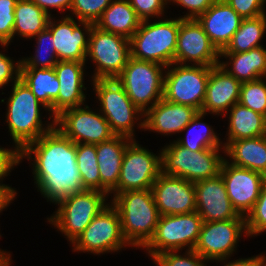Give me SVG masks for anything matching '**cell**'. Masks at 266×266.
<instances>
[{"instance_id":"1","label":"cell","mask_w":266,"mask_h":266,"mask_svg":"<svg viewBox=\"0 0 266 266\" xmlns=\"http://www.w3.org/2000/svg\"><path fill=\"white\" fill-rule=\"evenodd\" d=\"M23 159L30 161L33 183L50 204L86 190L77 169L76 144L56 127L28 144L21 163Z\"/></svg>"},{"instance_id":"2","label":"cell","mask_w":266,"mask_h":266,"mask_svg":"<svg viewBox=\"0 0 266 266\" xmlns=\"http://www.w3.org/2000/svg\"><path fill=\"white\" fill-rule=\"evenodd\" d=\"M10 86L12 89L9 97L7 100L1 99L0 103H6L7 106L5 123L8 126L10 140L14 143L12 146L21 152L28 144L52 130L55 127V118L21 79ZM42 109L43 112L46 111L45 117L48 121L43 120Z\"/></svg>"},{"instance_id":"3","label":"cell","mask_w":266,"mask_h":266,"mask_svg":"<svg viewBox=\"0 0 266 266\" xmlns=\"http://www.w3.org/2000/svg\"><path fill=\"white\" fill-rule=\"evenodd\" d=\"M110 203L119 213L126 241L136 250L142 249L154 236L161 216L151 189L116 194Z\"/></svg>"},{"instance_id":"4","label":"cell","mask_w":266,"mask_h":266,"mask_svg":"<svg viewBox=\"0 0 266 266\" xmlns=\"http://www.w3.org/2000/svg\"><path fill=\"white\" fill-rule=\"evenodd\" d=\"M100 113L108 121L115 135L136 139V131L144 130V113L130 100L123 86L116 79L90 80ZM98 100V101H97Z\"/></svg>"},{"instance_id":"5","label":"cell","mask_w":266,"mask_h":266,"mask_svg":"<svg viewBox=\"0 0 266 266\" xmlns=\"http://www.w3.org/2000/svg\"><path fill=\"white\" fill-rule=\"evenodd\" d=\"M161 172L183 178L192 183L206 180L220 173L225 159V148L192 151L175 140L161 149Z\"/></svg>"},{"instance_id":"6","label":"cell","mask_w":266,"mask_h":266,"mask_svg":"<svg viewBox=\"0 0 266 266\" xmlns=\"http://www.w3.org/2000/svg\"><path fill=\"white\" fill-rule=\"evenodd\" d=\"M142 21L130 38L131 57L168 67L174 63L179 17Z\"/></svg>"},{"instance_id":"7","label":"cell","mask_w":266,"mask_h":266,"mask_svg":"<svg viewBox=\"0 0 266 266\" xmlns=\"http://www.w3.org/2000/svg\"><path fill=\"white\" fill-rule=\"evenodd\" d=\"M108 199L109 195L102 191L86 189L58 202L56 211L46 218L47 222L67 238L70 245L93 218L110 204Z\"/></svg>"},{"instance_id":"8","label":"cell","mask_w":266,"mask_h":266,"mask_svg":"<svg viewBox=\"0 0 266 266\" xmlns=\"http://www.w3.org/2000/svg\"><path fill=\"white\" fill-rule=\"evenodd\" d=\"M164 65L129 58L116 80L132 103L144 114L163 98Z\"/></svg>"},{"instance_id":"9","label":"cell","mask_w":266,"mask_h":266,"mask_svg":"<svg viewBox=\"0 0 266 266\" xmlns=\"http://www.w3.org/2000/svg\"><path fill=\"white\" fill-rule=\"evenodd\" d=\"M202 224L196 211L160 216L154 236L141 250L150 259L165 251L194 250Z\"/></svg>"},{"instance_id":"10","label":"cell","mask_w":266,"mask_h":266,"mask_svg":"<svg viewBox=\"0 0 266 266\" xmlns=\"http://www.w3.org/2000/svg\"><path fill=\"white\" fill-rule=\"evenodd\" d=\"M71 245L73 252L95 256L132 248L123 236L119 213L111 203L93 218Z\"/></svg>"},{"instance_id":"11","label":"cell","mask_w":266,"mask_h":266,"mask_svg":"<svg viewBox=\"0 0 266 266\" xmlns=\"http://www.w3.org/2000/svg\"><path fill=\"white\" fill-rule=\"evenodd\" d=\"M131 57L130 39L106 32L93 25L88 43L86 62L93 61L91 80L116 79ZM95 64V65H94Z\"/></svg>"},{"instance_id":"12","label":"cell","mask_w":266,"mask_h":266,"mask_svg":"<svg viewBox=\"0 0 266 266\" xmlns=\"http://www.w3.org/2000/svg\"><path fill=\"white\" fill-rule=\"evenodd\" d=\"M210 69L204 65H169L164 73L163 98L201 112Z\"/></svg>"},{"instance_id":"13","label":"cell","mask_w":266,"mask_h":266,"mask_svg":"<svg viewBox=\"0 0 266 266\" xmlns=\"http://www.w3.org/2000/svg\"><path fill=\"white\" fill-rule=\"evenodd\" d=\"M136 140L127 145L117 187L110 193L111 199L125 191L151 189L161 173V150L156 155Z\"/></svg>"},{"instance_id":"14","label":"cell","mask_w":266,"mask_h":266,"mask_svg":"<svg viewBox=\"0 0 266 266\" xmlns=\"http://www.w3.org/2000/svg\"><path fill=\"white\" fill-rule=\"evenodd\" d=\"M241 237H248L245 217L241 215L227 221L203 222L194 251L212 263L231 258Z\"/></svg>"},{"instance_id":"15","label":"cell","mask_w":266,"mask_h":266,"mask_svg":"<svg viewBox=\"0 0 266 266\" xmlns=\"http://www.w3.org/2000/svg\"><path fill=\"white\" fill-rule=\"evenodd\" d=\"M98 109H92L87 104L66 109L55 117V127L75 144L108 141L115 134Z\"/></svg>"},{"instance_id":"16","label":"cell","mask_w":266,"mask_h":266,"mask_svg":"<svg viewBox=\"0 0 266 266\" xmlns=\"http://www.w3.org/2000/svg\"><path fill=\"white\" fill-rule=\"evenodd\" d=\"M220 52L196 19L179 18L174 63L180 65H219ZM193 62V63H192Z\"/></svg>"},{"instance_id":"17","label":"cell","mask_w":266,"mask_h":266,"mask_svg":"<svg viewBox=\"0 0 266 266\" xmlns=\"http://www.w3.org/2000/svg\"><path fill=\"white\" fill-rule=\"evenodd\" d=\"M91 22H83L67 15L60 19L51 16L47 28L51 31L59 61L86 62Z\"/></svg>"},{"instance_id":"18","label":"cell","mask_w":266,"mask_h":266,"mask_svg":"<svg viewBox=\"0 0 266 266\" xmlns=\"http://www.w3.org/2000/svg\"><path fill=\"white\" fill-rule=\"evenodd\" d=\"M220 174L233 207L239 215L246 217L257 201L266 177L259 172L235 166L226 159Z\"/></svg>"},{"instance_id":"19","label":"cell","mask_w":266,"mask_h":266,"mask_svg":"<svg viewBox=\"0 0 266 266\" xmlns=\"http://www.w3.org/2000/svg\"><path fill=\"white\" fill-rule=\"evenodd\" d=\"M151 191L161 216L196 211L195 185L190 181L161 172Z\"/></svg>"},{"instance_id":"20","label":"cell","mask_w":266,"mask_h":266,"mask_svg":"<svg viewBox=\"0 0 266 266\" xmlns=\"http://www.w3.org/2000/svg\"><path fill=\"white\" fill-rule=\"evenodd\" d=\"M195 185L196 212L203 222L227 221L240 215L233 207L221 174Z\"/></svg>"},{"instance_id":"21","label":"cell","mask_w":266,"mask_h":266,"mask_svg":"<svg viewBox=\"0 0 266 266\" xmlns=\"http://www.w3.org/2000/svg\"><path fill=\"white\" fill-rule=\"evenodd\" d=\"M86 62L58 61L54 71L59 81L58 97L53 101V117L62 111L82 106L86 103L85 87ZM85 72V73H84Z\"/></svg>"},{"instance_id":"22","label":"cell","mask_w":266,"mask_h":266,"mask_svg":"<svg viewBox=\"0 0 266 266\" xmlns=\"http://www.w3.org/2000/svg\"><path fill=\"white\" fill-rule=\"evenodd\" d=\"M199 111L162 98L144 114V132L171 136L182 133Z\"/></svg>"},{"instance_id":"23","label":"cell","mask_w":266,"mask_h":266,"mask_svg":"<svg viewBox=\"0 0 266 266\" xmlns=\"http://www.w3.org/2000/svg\"><path fill=\"white\" fill-rule=\"evenodd\" d=\"M241 84L219 65L211 67L201 112L223 118L239 102Z\"/></svg>"},{"instance_id":"24","label":"cell","mask_w":266,"mask_h":266,"mask_svg":"<svg viewBox=\"0 0 266 266\" xmlns=\"http://www.w3.org/2000/svg\"><path fill=\"white\" fill-rule=\"evenodd\" d=\"M196 20L220 52L231 42L243 18L226 1L215 0Z\"/></svg>"},{"instance_id":"25","label":"cell","mask_w":266,"mask_h":266,"mask_svg":"<svg viewBox=\"0 0 266 266\" xmlns=\"http://www.w3.org/2000/svg\"><path fill=\"white\" fill-rule=\"evenodd\" d=\"M132 140L127 136L115 135L108 141L96 144L101 191L109 197L117 187L124 153Z\"/></svg>"},{"instance_id":"26","label":"cell","mask_w":266,"mask_h":266,"mask_svg":"<svg viewBox=\"0 0 266 266\" xmlns=\"http://www.w3.org/2000/svg\"><path fill=\"white\" fill-rule=\"evenodd\" d=\"M219 59V66L241 83L266 77L265 46L239 53H220Z\"/></svg>"},{"instance_id":"27","label":"cell","mask_w":266,"mask_h":266,"mask_svg":"<svg viewBox=\"0 0 266 266\" xmlns=\"http://www.w3.org/2000/svg\"><path fill=\"white\" fill-rule=\"evenodd\" d=\"M225 159L266 177V135L231 141L225 147Z\"/></svg>"},{"instance_id":"28","label":"cell","mask_w":266,"mask_h":266,"mask_svg":"<svg viewBox=\"0 0 266 266\" xmlns=\"http://www.w3.org/2000/svg\"><path fill=\"white\" fill-rule=\"evenodd\" d=\"M228 118V130L223 142L224 148L239 139L254 138L266 135V117L239 102L234 104L224 115Z\"/></svg>"},{"instance_id":"29","label":"cell","mask_w":266,"mask_h":266,"mask_svg":"<svg viewBox=\"0 0 266 266\" xmlns=\"http://www.w3.org/2000/svg\"><path fill=\"white\" fill-rule=\"evenodd\" d=\"M141 22L128 0H113L103 11L95 26L103 31L130 39Z\"/></svg>"},{"instance_id":"30","label":"cell","mask_w":266,"mask_h":266,"mask_svg":"<svg viewBox=\"0 0 266 266\" xmlns=\"http://www.w3.org/2000/svg\"><path fill=\"white\" fill-rule=\"evenodd\" d=\"M20 79L53 116V101L59 92V81L54 68L20 67Z\"/></svg>"},{"instance_id":"31","label":"cell","mask_w":266,"mask_h":266,"mask_svg":"<svg viewBox=\"0 0 266 266\" xmlns=\"http://www.w3.org/2000/svg\"><path fill=\"white\" fill-rule=\"evenodd\" d=\"M14 14L13 40L15 36L23 38L22 40H31L47 28L51 17L32 0H18Z\"/></svg>"},{"instance_id":"32","label":"cell","mask_w":266,"mask_h":266,"mask_svg":"<svg viewBox=\"0 0 266 266\" xmlns=\"http://www.w3.org/2000/svg\"><path fill=\"white\" fill-rule=\"evenodd\" d=\"M206 114L198 112L192 121L183 129V136L178 137L175 141L182 147L192 151H200L207 148H224L223 141L215 128L205 123ZM186 134L184 135V133ZM218 134V135H217Z\"/></svg>"},{"instance_id":"33","label":"cell","mask_w":266,"mask_h":266,"mask_svg":"<svg viewBox=\"0 0 266 266\" xmlns=\"http://www.w3.org/2000/svg\"><path fill=\"white\" fill-rule=\"evenodd\" d=\"M266 34V14L256 18L243 19L239 29L233 34L231 42L220 53H239L264 46L262 39Z\"/></svg>"},{"instance_id":"34","label":"cell","mask_w":266,"mask_h":266,"mask_svg":"<svg viewBox=\"0 0 266 266\" xmlns=\"http://www.w3.org/2000/svg\"><path fill=\"white\" fill-rule=\"evenodd\" d=\"M76 163L82 185L85 189L101 191L96 144H76Z\"/></svg>"},{"instance_id":"35","label":"cell","mask_w":266,"mask_h":266,"mask_svg":"<svg viewBox=\"0 0 266 266\" xmlns=\"http://www.w3.org/2000/svg\"><path fill=\"white\" fill-rule=\"evenodd\" d=\"M33 40L36 41L35 53L29 57H21V67L54 68L59 60L56 55L51 31L46 28L35 35Z\"/></svg>"},{"instance_id":"36","label":"cell","mask_w":266,"mask_h":266,"mask_svg":"<svg viewBox=\"0 0 266 266\" xmlns=\"http://www.w3.org/2000/svg\"><path fill=\"white\" fill-rule=\"evenodd\" d=\"M239 103L266 117V77L243 82L240 88Z\"/></svg>"},{"instance_id":"37","label":"cell","mask_w":266,"mask_h":266,"mask_svg":"<svg viewBox=\"0 0 266 266\" xmlns=\"http://www.w3.org/2000/svg\"><path fill=\"white\" fill-rule=\"evenodd\" d=\"M113 0H72L67 16L79 21L95 23Z\"/></svg>"},{"instance_id":"38","label":"cell","mask_w":266,"mask_h":266,"mask_svg":"<svg viewBox=\"0 0 266 266\" xmlns=\"http://www.w3.org/2000/svg\"><path fill=\"white\" fill-rule=\"evenodd\" d=\"M151 260L156 266H207V261L194 250L165 251Z\"/></svg>"},{"instance_id":"39","label":"cell","mask_w":266,"mask_h":266,"mask_svg":"<svg viewBox=\"0 0 266 266\" xmlns=\"http://www.w3.org/2000/svg\"><path fill=\"white\" fill-rule=\"evenodd\" d=\"M248 237H257L266 232V182L251 211L245 217Z\"/></svg>"},{"instance_id":"40","label":"cell","mask_w":266,"mask_h":266,"mask_svg":"<svg viewBox=\"0 0 266 266\" xmlns=\"http://www.w3.org/2000/svg\"><path fill=\"white\" fill-rule=\"evenodd\" d=\"M17 1L18 0H0V46L3 48V52L8 49L11 42H14V11Z\"/></svg>"},{"instance_id":"41","label":"cell","mask_w":266,"mask_h":266,"mask_svg":"<svg viewBox=\"0 0 266 266\" xmlns=\"http://www.w3.org/2000/svg\"><path fill=\"white\" fill-rule=\"evenodd\" d=\"M141 21L166 17L169 0H128Z\"/></svg>"},{"instance_id":"42","label":"cell","mask_w":266,"mask_h":266,"mask_svg":"<svg viewBox=\"0 0 266 266\" xmlns=\"http://www.w3.org/2000/svg\"><path fill=\"white\" fill-rule=\"evenodd\" d=\"M12 58V59H11ZM21 59L15 61L13 57L0 51V89H4L20 79Z\"/></svg>"},{"instance_id":"43","label":"cell","mask_w":266,"mask_h":266,"mask_svg":"<svg viewBox=\"0 0 266 266\" xmlns=\"http://www.w3.org/2000/svg\"><path fill=\"white\" fill-rule=\"evenodd\" d=\"M243 19L256 18L266 14V0H224Z\"/></svg>"},{"instance_id":"44","label":"cell","mask_w":266,"mask_h":266,"mask_svg":"<svg viewBox=\"0 0 266 266\" xmlns=\"http://www.w3.org/2000/svg\"><path fill=\"white\" fill-rule=\"evenodd\" d=\"M215 0H169V5L180 6L181 9H186L185 15L179 16L182 19H196L199 15L203 14Z\"/></svg>"},{"instance_id":"45","label":"cell","mask_w":266,"mask_h":266,"mask_svg":"<svg viewBox=\"0 0 266 266\" xmlns=\"http://www.w3.org/2000/svg\"><path fill=\"white\" fill-rule=\"evenodd\" d=\"M20 163L21 152L15 146L11 148L0 146V179L10 176L11 171Z\"/></svg>"},{"instance_id":"46","label":"cell","mask_w":266,"mask_h":266,"mask_svg":"<svg viewBox=\"0 0 266 266\" xmlns=\"http://www.w3.org/2000/svg\"><path fill=\"white\" fill-rule=\"evenodd\" d=\"M36 3L40 8H42L45 12H47L50 16L52 15V10H57L59 13L65 14L70 11V7L72 4V0H32ZM61 11V12H60ZM65 11V12H64ZM63 12V13H62Z\"/></svg>"},{"instance_id":"47","label":"cell","mask_w":266,"mask_h":266,"mask_svg":"<svg viewBox=\"0 0 266 266\" xmlns=\"http://www.w3.org/2000/svg\"><path fill=\"white\" fill-rule=\"evenodd\" d=\"M3 180L0 179V213H3L18 195L16 188L3 184Z\"/></svg>"},{"instance_id":"48","label":"cell","mask_w":266,"mask_h":266,"mask_svg":"<svg viewBox=\"0 0 266 266\" xmlns=\"http://www.w3.org/2000/svg\"><path fill=\"white\" fill-rule=\"evenodd\" d=\"M231 258H226V259H221V260H217L214 261L217 263L221 262L223 263V266H260L261 264V254L258 255H253L251 257L248 258H238V259H234V260H229ZM228 261V262H227Z\"/></svg>"},{"instance_id":"49","label":"cell","mask_w":266,"mask_h":266,"mask_svg":"<svg viewBox=\"0 0 266 266\" xmlns=\"http://www.w3.org/2000/svg\"><path fill=\"white\" fill-rule=\"evenodd\" d=\"M11 255L9 251L0 249V266H12L11 263L13 261Z\"/></svg>"},{"instance_id":"50","label":"cell","mask_w":266,"mask_h":266,"mask_svg":"<svg viewBox=\"0 0 266 266\" xmlns=\"http://www.w3.org/2000/svg\"><path fill=\"white\" fill-rule=\"evenodd\" d=\"M260 266H266V256L261 253V264Z\"/></svg>"}]
</instances>
